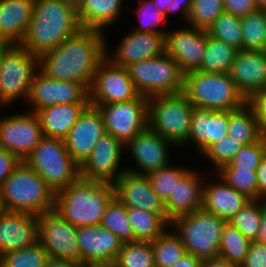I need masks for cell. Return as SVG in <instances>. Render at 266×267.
<instances>
[{"mask_svg":"<svg viewBox=\"0 0 266 267\" xmlns=\"http://www.w3.org/2000/svg\"><path fill=\"white\" fill-rule=\"evenodd\" d=\"M105 32L81 28L39 58V69L52 79L82 84L88 91L95 72L107 57Z\"/></svg>","mask_w":266,"mask_h":267,"instance_id":"obj_1","label":"cell"},{"mask_svg":"<svg viewBox=\"0 0 266 267\" xmlns=\"http://www.w3.org/2000/svg\"><path fill=\"white\" fill-rule=\"evenodd\" d=\"M79 29L77 11L71 6L60 0H35L33 16L19 45L40 58Z\"/></svg>","mask_w":266,"mask_h":267,"instance_id":"obj_2","label":"cell"},{"mask_svg":"<svg viewBox=\"0 0 266 267\" xmlns=\"http://www.w3.org/2000/svg\"><path fill=\"white\" fill-rule=\"evenodd\" d=\"M113 197V184L79 177L55 194V210L77 228L99 226Z\"/></svg>","mask_w":266,"mask_h":267,"instance_id":"obj_3","label":"cell"},{"mask_svg":"<svg viewBox=\"0 0 266 267\" xmlns=\"http://www.w3.org/2000/svg\"><path fill=\"white\" fill-rule=\"evenodd\" d=\"M0 193L10 212L38 216L55 209V193L24 161L3 182Z\"/></svg>","mask_w":266,"mask_h":267,"instance_id":"obj_4","label":"cell"},{"mask_svg":"<svg viewBox=\"0 0 266 267\" xmlns=\"http://www.w3.org/2000/svg\"><path fill=\"white\" fill-rule=\"evenodd\" d=\"M183 92L194 107L202 109L233 111L248 103L229 73L188 72Z\"/></svg>","mask_w":266,"mask_h":267,"instance_id":"obj_5","label":"cell"},{"mask_svg":"<svg viewBox=\"0 0 266 267\" xmlns=\"http://www.w3.org/2000/svg\"><path fill=\"white\" fill-rule=\"evenodd\" d=\"M227 221L203 208L175 218L170 226L179 235L186 253L205 261L219 258L222 231Z\"/></svg>","mask_w":266,"mask_h":267,"instance_id":"obj_6","label":"cell"},{"mask_svg":"<svg viewBox=\"0 0 266 267\" xmlns=\"http://www.w3.org/2000/svg\"><path fill=\"white\" fill-rule=\"evenodd\" d=\"M24 162L55 194L80 177V165L68 152L63 139L43 137Z\"/></svg>","mask_w":266,"mask_h":267,"instance_id":"obj_7","label":"cell"},{"mask_svg":"<svg viewBox=\"0 0 266 267\" xmlns=\"http://www.w3.org/2000/svg\"><path fill=\"white\" fill-rule=\"evenodd\" d=\"M193 110L184 92L150 97L148 127L180 148L188 140Z\"/></svg>","mask_w":266,"mask_h":267,"instance_id":"obj_8","label":"cell"},{"mask_svg":"<svg viewBox=\"0 0 266 267\" xmlns=\"http://www.w3.org/2000/svg\"><path fill=\"white\" fill-rule=\"evenodd\" d=\"M38 70V57L19 44H9L0 56V106L27 102Z\"/></svg>","mask_w":266,"mask_h":267,"instance_id":"obj_9","label":"cell"},{"mask_svg":"<svg viewBox=\"0 0 266 267\" xmlns=\"http://www.w3.org/2000/svg\"><path fill=\"white\" fill-rule=\"evenodd\" d=\"M137 91L147 98L184 91L185 74L169 55H159L126 67Z\"/></svg>","mask_w":266,"mask_h":267,"instance_id":"obj_10","label":"cell"},{"mask_svg":"<svg viewBox=\"0 0 266 267\" xmlns=\"http://www.w3.org/2000/svg\"><path fill=\"white\" fill-rule=\"evenodd\" d=\"M37 242L48 252L49 258L81 263L77 227L55 209L37 216Z\"/></svg>","mask_w":266,"mask_h":267,"instance_id":"obj_11","label":"cell"},{"mask_svg":"<svg viewBox=\"0 0 266 267\" xmlns=\"http://www.w3.org/2000/svg\"><path fill=\"white\" fill-rule=\"evenodd\" d=\"M149 98H138L112 104H90L100 112L105 131L127 145L148 126Z\"/></svg>","mask_w":266,"mask_h":267,"instance_id":"obj_12","label":"cell"},{"mask_svg":"<svg viewBox=\"0 0 266 267\" xmlns=\"http://www.w3.org/2000/svg\"><path fill=\"white\" fill-rule=\"evenodd\" d=\"M140 95L127 68L114 64L106 57L95 72L89 101L90 104H112L130 101Z\"/></svg>","mask_w":266,"mask_h":267,"instance_id":"obj_13","label":"cell"},{"mask_svg":"<svg viewBox=\"0 0 266 267\" xmlns=\"http://www.w3.org/2000/svg\"><path fill=\"white\" fill-rule=\"evenodd\" d=\"M38 115L35 112L1 116L0 147L24 161L43 138Z\"/></svg>","mask_w":266,"mask_h":267,"instance_id":"obj_14","label":"cell"},{"mask_svg":"<svg viewBox=\"0 0 266 267\" xmlns=\"http://www.w3.org/2000/svg\"><path fill=\"white\" fill-rule=\"evenodd\" d=\"M125 149V145L117 138L105 133L95 145L91 155L80 166V177L114 184L127 170L121 168Z\"/></svg>","mask_w":266,"mask_h":267,"instance_id":"obj_15","label":"cell"},{"mask_svg":"<svg viewBox=\"0 0 266 267\" xmlns=\"http://www.w3.org/2000/svg\"><path fill=\"white\" fill-rule=\"evenodd\" d=\"M31 112L56 104L90 103L89 91L79 83L52 79L40 69L36 72L27 103Z\"/></svg>","mask_w":266,"mask_h":267,"instance_id":"obj_16","label":"cell"},{"mask_svg":"<svg viewBox=\"0 0 266 267\" xmlns=\"http://www.w3.org/2000/svg\"><path fill=\"white\" fill-rule=\"evenodd\" d=\"M170 147L178 149L173 142L166 140L147 126L125 145V148H127L125 150H129V155L134 160V165H136L134 167L136 168H123L133 173L149 175L170 164L168 149Z\"/></svg>","mask_w":266,"mask_h":267,"instance_id":"obj_17","label":"cell"},{"mask_svg":"<svg viewBox=\"0 0 266 267\" xmlns=\"http://www.w3.org/2000/svg\"><path fill=\"white\" fill-rule=\"evenodd\" d=\"M179 28L166 32L165 54L172 57L186 74L201 66L206 49V30L188 25Z\"/></svg>","mask_w":266,"mask_h":267,"instance_id":"obj_18","label":"cell"},{"mask_svg":"<svg viewBox=\"0 0 266 267\" xmlns=\"http://www.w3.org/2000/svg\"><path fill=\"white\" fill-rule=\"evenodd\" d=\"M114 196L126 207L160 214L169 224L164 201L153 191L147 175L125 171L113 184Z\"/></svg>","mask_w":266,"mask_h":267,"instance_id":"obj_19","label":"cell"},{"mask_svg":"<svg viewBox=\"0 0 266 267\" xmlns=\"http://www.w3.org/2000/svg\"><path fill=\"white\" fill-rule=\"evenodd\" d=\"M119 42L112 53L107 45V57L119 66L127 67L145 59L165 54V35L163 33L137 32L131 30Z\"/></svg>","mask_w":266,"mask_h":267,"instance_id":"obj_20","label":"cell"},{"mask_svg":"<svg viewBox=\"0 0 266 267\" xmlns=\"http://www.w3.org/2000/svg\"><path fill=\"white\" fill-rule=\"evenodd\" d=\"M105 133L100 112L96 107L89 105L72 126L64 141L72 158L81 166Z\"/></svg>","mask_w":266,"mask_h":267,"instance_id":"obj_21","label":"cell"},{"mask_svg":"<svg viewBox=\"0 0 266 267\" xmlns=\"http://www.w3.org/2000/svg\"><path fill=\"white\" fill-rule=\"evenodd\" d=\"M81 263L114 264L124 242L108 229L99 226L77 228Z\"/></svg>","mask_w":266,"mask_h":267,"instance_id":"obj_22","label":"cell"},{"mask_svg":"<svg viewBox=\"0 0 266 267\" xmlns=\"http://www.w3.org/2000/svg\"><path fill=\"white\" fill-rule=\"evenodd\" d=\"M229 74L240 92L249 100L266 89V51L239 50Z\"/></svg>","mask_w":266,"mask_h":267,"instance_id":"obj_23","label":"cell"},{"mask_svg":"<svg viewBox=\"0 0 266 267\" xmlns=\"http://www.w3.org/2000/svg\"><path fill=\"white\" fill-rule=\"evenodd\" d=\"M228 126L229 111H214L194 107L189 137L181 148L189 142L190 144L194 143L196 150L203 154L212 144L228 136Z\"/></svg>","mask_w":266,"mask_h":267,"instance_id":"obj_24","label":"cell"},{"mask_svg":"<svg viewBox=\"0 0 266 267\" xmlns=\"http://www.w3.org/2000/svg\"><path fill=\"white\" fill-rule=\"evenodd\" d=\"M37 243V215L10 212L0 216V257Z\"/></svg>","mask_w":266,"mask_h":267,"instance_id":"obj_25","label":"cell"},{"mask_svg":"<svg viewBox=\"0 0 266 267\" xmlns=\"http://www.w3.org/2000/svg\"><path fill=\"white\" fill-rule=\"evenodd\" d=\"M202 174L191 169L175 184L173 193L164 202L167 218L172 222L182 215L193 213L202 208L203 184Z\"/></svg>","mask_w":266,"mask_h":267,"instance_id":"obj_26","label":"cell"},{"mask_svg":"<svg viewBox=\"0 0 266 267\" xmlns=\"http://www.w3.org/2000/svg\"><path fill=\"white\" fill-rule=\"evenodd\" d=\"M217 177V182L204 181L202 208L228 221L251 199L230 187L220 176Z\"/></svg>","mask_w":266,"mask_h":267,"instance_id":"obj_27","label":"cell"},{"mask_svg":"<svg viewBox=\"0 0 266 267\" xmlns=\"http://www.w3.org/2000/svg\"><path fill=\"white\" fill-rule=\"evenodd\" d=\"M35 0H0V40L20 44L34 13Z\"/></svg>","mask_w":266,"mask_h":267,"instance_id":"obj_28","label":"cell"},{"mask_svg":"<svg viewBox=\"0 0 266 267\" xmlns=\"http://www.w3.org/2000/svg\"><path fill=\"white\" fill-rule=\"evenodd\" d=\"M90 103L56 104L36 112L44 137L65 139Z\"/></svg>","mask_w":266,"mask_h":267,"instance_id":"obj_29","label":"cell"},{"mask_svg":"<svg viewBox=\"0 0 266 267\" xmlns=\"http://www.w3.org/2000/svg\"><path fill=\"white\" fill-rule=\"evenodd\" d=\"M123 2L124 0H83L77 10L81 28L105 32L107 27L119 21Z\"/></svg>","mask_w":266,"mask_h":267,"instance_id":"obj_30","label":"cell"},{"mask_svg":"<svg viewBox=\"0 0 266 267\" xmlns=\"http://www.w3.org/2000/svg\"><path fill=\"white\" fill-rule=\"evenodd\" d=\"M227 135L242 146L262 138L255 112L248 103L240 109L229 111Z\"/></svg>","mask_w":266,"mask_h":267,"instance_id":"obj_31","label":"cell"},{"mask_svg":"<svg viewBox=\"0 0 266 267\" xmlns=\"http://www.w3.org/2000/svg\"><path fill=\"white\" fill-rule=\"evenodd\" d=\"M127 213L136 241L153 242L170 227L160 214L132 207H127Z\"/></svg>","mask_w":266,"mask_h":267,"instance_id":"obj_32","label":"cell"},{"mask_svg":"<svg viewBox=\"0 0 266 267\" xmlns=\"http://www.w3.org/2000/svg\"><path fill=\"white\" fill-rule=\"evenodd\" d=\"M239 50L208 35L206 30V49L198 71L229 73Z\"/></svg>","mask_w":266,"mask_h":267,"instance_id":"obj_33","label":"cell"},{"mask_svg":"<svg viewBox=\"0 0 266 267\" xmlns=\"http://www.w3.org/2000/svg\"><path fill=\"white\" fill-rule=\"evenodd\" d=\"M151 246L156 267H172L186 253L179 235L171 226L151 242Z\"/></svg>","mask_w":266,"mask_h":267,"instance_id":"obj_34","label":"cell"},{"mask_svg":"<svg viewBox=\"0 0 266 267\" xmlns=\"http://www.w3.org/2000/svg\"><path fill=\"white\" fill-rule=\"evenodd\" d=\"M242 50L266 51V11L257 9L241 18Z\"/></svg>","mask_w":266,"mask_h":267,"instance_id":"obj_35","label":"cell"},{"mask_svg":"<svg viewBox=\"0 0 266 267\" xmlns=\"http://www.w3.org/2000/svg\"><path fill=\"white\" fill-rule=\"evenodd\" d=\"M100 226L111 231L124 243L136 242L128 220L127 207L115 196L108 203Z\"/></svg>","mask_w":266,"mask_h":267,"instance_id":"obj_36","label":"cell"},{"mask_svg":"<svg viewBox=\"0 0 266 267\" xmlns=\"http://www.w3.org/2000/svg\"><path fill=\"white\" fill-rule=\"evenodd\" d=\"M251 243L236 227L226 222L221 236L219 258L240 266L246 259Z\"/></svg>","mask_w":266,"mask_h":267,"instance_id":"obj_37","label":"cell"},{"mask_svg":"<svg viewBox=\"0 0 266 267\" xmlns=\"http://www.w3.org/2000/svg\"><path fill=\"white\" fill-rule=\"evenodd\" d=\"M115 267H156L151 242H128L114 262Z\"/></svg>","mask_w":266,"mask_h":267,"instance_id":"obj_38","label":"cell"},{"mask_svg":"<svg viewBox=\"0 0 266 267\" xmlns=\"http://www.w3.org/2000/svg\"><path fill=\"white\" fill-rule=\"evenodd\" d=\"M207 33L237 50L242 49L243 35L240 17L223 12L207 29Z\"/></svg>","mask_w":266,"mask_h":267,"instance_id":"obj_39","label":"cell"},{"mask_svg":"<svg viewBox=\"0 0 266 267\" xmlns=\"http://www.w3.org/2000/svg\"><path fill=\"white\" fill-rule=\"evenodd\" d=\"M261 216L262 200H251L227 222L236 227L250 241H256Z\"/></svg>","mask_w":266,"mask_h":267,"instance_id":"obj_40","label":"cell"},{"mask_svg":"<svg viewBox=\"0 0 266 267\" xmlns=\"http://www.w3.org/2000/svg\"><path fill=\"white\" fill-rule=\"evenodd\" d=\"M217 174L236 191L245 194L251 200H259L256 170L220 168Z\"/></svg>","mask_w":266,"mask_h":267,"instance_id":"obj_41","label":"cell"},{"mask_svg":"<svg viewBox=\"0 0 266 267\" xmlns=\"http://www.w3.org/2000/svg\"><path fill=\"white\" fill-rule=\"evenodd\" d=\"M48 259V252L37 242L31 247L3 254L0 267H45Z\"/></svg>","mask_w":266,"mask_h":267,"instance_id":"obj_42","label":"cell"},{"mask_svg":"<svg viewBox=\"0 0 266 267\" xmlns=\"http://www.w3.org/2000/svg\"><path fill=\"white\" fill-rule=\"evenodd\" d=\"M173 165L170 163L168 166L147 175L153 191L164 202L173 193L176 182L190 170L189 167L175 166L174 163Z\"/></svg>","mask_w":266,"mask_h":267,"instance_id":"obj_43","label":"cell"},{"mask_svg":"<svg viewBox=\"0 0 266 267\" xmlns=\"http://www.w3.org/2000/svg\"><path fill=\"white\" fill-rule=\"evenodd\" d=\"M223 12V0H193L187 23L207 30Z\"/></svg>","mask_w":266,"mask_h":267,"instance_id":"obj_44","label":"cell"},{"mask_svg":"<svg viewBox=\"0 0 266 267\" xmlns=\"http://www.w3.org/2000/svg\"><path fill=\"white\" fill-rule=\"evenodd\" d=\"M138 4V9H134L133 13H136L138 20H140L138 25L132 30L137 32H151V33H163L164 35L169 29H163L161 25L164 26L165 15L161 13L158 8L153 4L152 0H140Z\"/></svg>","mask_w":266,"mask_h":267,"instance_id":"obj_45","label":"cell"},{"mask_svg":"<svg viewBox=\"0 0 266 267\" xmlns=\"http://www.w3.org/2000/svg\"><path fill=\"white\" fill-rule=\"evenodd\" d=\"M266 155V139L261 138L249 145H243L234 158L221 168L257 170Z\"/></svg>","mask_w":266,"mask_h":267,"instance_id":"obj_46","label":"cell"},{"mask_svg":"<svg viewBox=\"0 0 266 267\" xmlns=\"http://www.w3.org/2000/svg\"><path fill=\"white\" fill-rule=\"evenodd\" d=\"M242 145L230 137H224L222 140L212 144L203 154L212 164L216 171L222 166L228 164L241 149Z\"/></svg>","mask_w":266,"mask_h":267,"instance_id":"obj_47","label":"cell"},{"mask_svg":"<svg viewBox=\"0 0 266 267\" xmlns=\"http://www.w3.org/2000/svg\"><path fill=\"white\" fill-rule=\"evenodd\" d=\"M248 104L255 112L262 137L266 139V89L253 95Z\"/></svg>","mask_w":266,"mask_h":267,"instance_id":"obj_48","label":"cell"},{"mask_svg":"<svg viewBox=\"0 0 266 267\" xmlns=\"http://www.w3.org/2000/svg\"><path fill=\"white\" fill-rule=\"evenodd\" d=\"M240 267H266V245L252 241L246 259Z\"/></svg>","mask_w":266,"mask_h":267,"instance_id":"obj_49","label":"cell"},{"mask_svg":"<svg viewBox=\"0 0 266 267\" xmlns=\"http://www.w3.org/2000/svg\"><path fill=\"white\" fill-rule=\"evenodd\" d=\"M223 6L225 13L240 18L257 10L254 0H223Z\"/></svg>","mask_w":266,"mask_h":267,"instance_id":"obj_50","label":"cell"},{"mask_svg":"<svg viewBox=\"0 0 266 267\" xmlns=\"http://www.w3.org/2000/svg\"><path fill=\"white\" fill-rule=\"evenodd\" d=\"M20 162L16 155L0 147V188Z\"/></svg>","mask_w":266,"mask_h":267,"instance_id":"obj_51","label":"cell"},{"mask_svg":"<svg viewBox=\"0 0 266 267\" xmlns=\"http://www.w3.org/2000/svg\"><path fill=\"white\" fill-rule=\"evenodd\" d=\"M193 0H170V7L167 9V16L178 12L182 15L184 21H187L191 11Z\"/></svg>","mask_w":266,"mask_h":267,"instance_id":"obj_52","label":"cell"},{"mask_svg":"<svg viewBox=\"0 0 266 267\" xmlns=\"http://www.w3.org/2000/svg\"><path fill=\"white\" fill-rule=\"evenodd\" d=\"M259 190V199L266 201V155L256 170Z\"/></svg>","mask_w":266,"mask_h":267,"instance_id":"obj_53","label":"cell"},{"mask_svg":"<svg viewBox=\"0 0 266 267\" xmlns=\"http://www.w3.org/2000/svg\"><path fill=\"white\" fill-rule=\"evenodd\" d=\"M202 262L194 255L185 253L172 267H201Z\"/></svg>","mask_w":266,"mask_h":267,"instance_id":"obj_54","label":"cell"},{"mask_svg":"<svg viewBox=\"0 0 266 267\" xmlns=\"http://www.w3.org/2000/svg\"><path fill=\"white\" fill-rule=\"evenodd\" d=\"M256 241L266 245V201L262 200V216L260 222V230L258 232Z\"/></svg>","mask_w":266,"mask_h":267,"instance_id":"obj_55","label":"cell"},{"mask_svg":"<svg viewBox=\"0 0 266 267\" xmlns=\"http://www.w3.org/2000/svg\"><path fill=\"white\" fill-rule=\"evenodd\" d=\"M201 267H240L239 265L230 263L226 260L221 258L205 260L202 262Z\"/></svg>","mask_w":266,"mask_h":267,"instance_id":"obj_56","label":"cell"},{"mask_svg":"<svg viewBox=\"0 0 266 267\" xmlns=\"http://www.w3.org/2000/svg\"><path fill=\"white\" fill-rule=\"evenodd\" d=\"M75 264L61 259L49 258L45 267H74Z\"/></svg>","mask_w":266,"mask_h":267,"instance_id":"obj_57","label":"cell"},{"mask_svg":"<svg viewBox=\"0 0 266 267\" xmlns=\"http://www.w3.org/2000/svg\"><path fill=\"white\" fill-rule=\"evenodd\" d=\"M153 4L158 10L167 16V9L170 7V0H152Z\"/></svg>","mask_w":266,"mask_h":267,"instance_id":"obj_58","label":"cell"},{"mask_svg":"<svg viewBox=\"0 0 266 267\" xmlns=\"http://www.w3.org/2000/svg\"><path fill=\"white\" fill-rule=\"evenodd\" d=\"M60 1L71 6L77 11L79 7L81 6L83 0H60Z\"/></svg>","mask_w":266,"mask_h":267,"instance_id":"obj_59","label":"cell"},{"mask_svg":"<svg viewBox=\"0 0 266 267\" xmlns=\"http://www.w3.org/2000/svg\"><path fill=\"white\" fill-rule=\"evenodd\" d=\"M257 9H266V0H254Z\"/></svg>","mask_w":266,"mask_h":267,"instance_id":"obj_60","label":"cell"},{"mask_svg":"<svg viewBox=\"0 0 266 267\" xmlns=\"http://www.w3.org/2000/svg\"><path fill=\"white\" fill-rule=\"evenodd\" d=\"M8 210L6 209V206L4 204V200L1 196V193H0V216H2L3 214H5Z\"/></svg>","mask_w":266,"mask_h":267,"instance_id":"obj_61","label":"cell"},{"mask_svg":"<svg viewBox=\"0 0 266 267\" xmlns=\"http://www.w3.org/2000/svg\"><path fill=\"white\" fill-rule=\"evenodd\" d=\"M74 267H96V263H77Z\"/></svg>","mask_w":266,"mask_h":267,"instance_id":"obj_62","label":"cell"},{"mask_svg":"<svg viewBox=\"0 0 266 267\" xmlns=\"http://www.w3.org/2000/svg\"><path fill=\"white\" fill-rule=\"evenodd\" d=\"M8 45H9V44L6 43L5 41L0 40V56H1V53L3 52V50H4Z\"/></svg>","mask_w":266,"mask_h":267,"instance_id":"obj_63","label":"cell"},{"mask_svg":"<svg viewBox=\"0 0 266 267\" xmlns=\"http://www.w3.org/2000/svg\"><path fill=\"white\" fill-rule=\"evenodd\" d=\"M96 267H115L114 264H100L96 263Z\"/></svg>","mask_w":266,"mask_h":267,"instance_id":"obj_64","label":"cell"},{"mask_svg":"<svg viewBox=\"0 0 266 267\" xmlns=\"http://www.w3.org/2000/svg\"><path fill=\"white\" fill-rule=\"evenodd\" d=\"M1 107H3V110L6 108V107H4V106H0V108H1ZM0 116H1V115H0ZM0 123H1V118H0Z\"/></svg>","mask_w":266,"mask_h":267,"instance_id":"obj_65","label":"cell"}]
</instances>
